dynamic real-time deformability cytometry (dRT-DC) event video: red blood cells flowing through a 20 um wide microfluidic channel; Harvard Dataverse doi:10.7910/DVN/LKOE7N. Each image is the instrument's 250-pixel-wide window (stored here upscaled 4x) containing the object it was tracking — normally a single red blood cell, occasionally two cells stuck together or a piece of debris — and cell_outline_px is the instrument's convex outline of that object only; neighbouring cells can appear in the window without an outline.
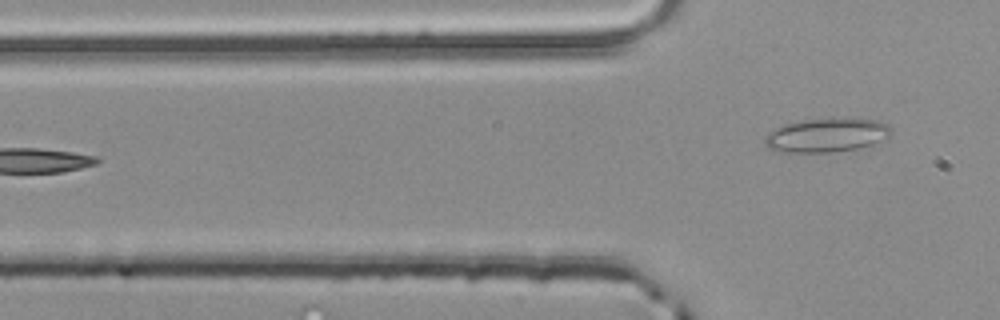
{"species": "common noctule bat (a hibernating species)", "species_latin": "Nyctalus noctula", "temperature_condition": "room temperature", "stored_images_in_passage": 4, "camera_frame_rate_fps": 3000, "um_per_image_px": 0.085, "animal": {"sex": "male", "body_mass_g": 20.4}, "frame": {"image": 1, "passage_image": 4, "time_ms": 1.0, "image_size_px": [1000, 320], "cell_outline_px": [[892, 132], [888, 136], [872, 144], [856, 148], [832, 152], [784, 152], [768, 148], [764, 144], [764, 136], [768, 132], [784, 124], [804, 120], [832, 116], [860, 116], [880, 120], [888, 124], [892, 128]], "centroid_in_image_um": [70.3, 11.43], "position_along_channel_um": 55.5, "area_um2": 25.84}}